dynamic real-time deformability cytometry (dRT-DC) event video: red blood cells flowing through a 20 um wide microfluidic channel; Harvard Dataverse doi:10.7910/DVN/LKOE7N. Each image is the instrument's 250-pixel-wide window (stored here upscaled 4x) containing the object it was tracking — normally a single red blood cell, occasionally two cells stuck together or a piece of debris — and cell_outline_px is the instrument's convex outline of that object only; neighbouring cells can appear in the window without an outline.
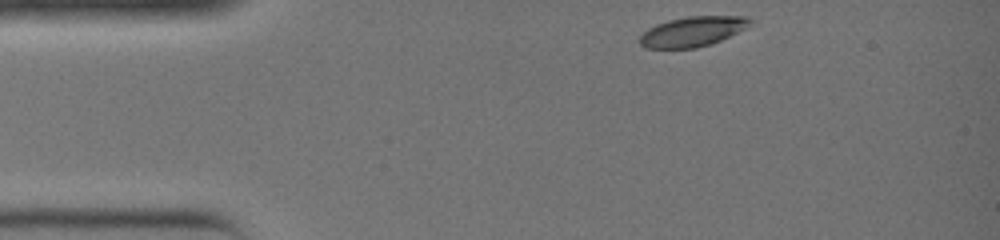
{"species": "common noctule bat (a hibernating species)", "species_latin": "Nyctalus noctula", "temperature_condition": "warm", "stored_images_in_passage": 27, "camera_frame_rate_fps": 3000, "um_per_image_px": 0.085, "animal": {"sex": "female", "body_mass_g": 19.0, "forearm_length_mm": 51.5}, "frame": {"image": 1, "passage_image": 1, "time_ms": 0.0, "image_size_px": [1000, 240], "cell_outline_px": [[752, 20], [748, 28], [720, 40], [696, 48], [644, 48], [640, 44], [640, 36], [648, 28], [656, 24], [668, 20], [688, 16], [748, 16]], "centroid_in_image_um": [58.88, 2.67], "position_along_channel_um": 26.1, "area_um2": 19.25}}
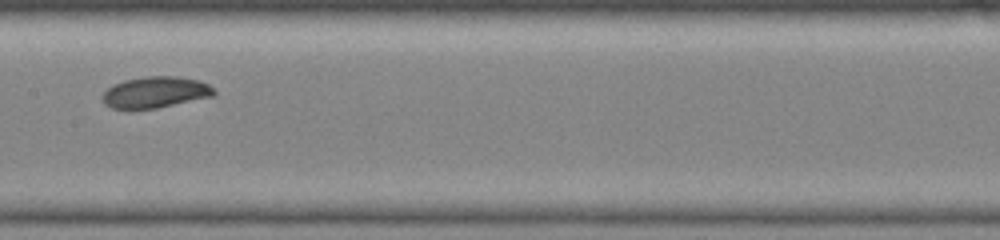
{"frame": {"image": 2, "passage_image": 14, "time_ms": 4.333, "image_size_px": [1000, 240], "cell_outline_px": [[216, 96], [156, 108], [128, 112], [112, 108], [104, 104], [104, 92], [112, 84], [124, 80], [144, 76], [176, 76], [200, 80], [208, 84], [216, 92]], "centroid_in_image_um": [13.19, 7.87], "position_along_channel_um": 194.2, "area_um2": 20.92}}
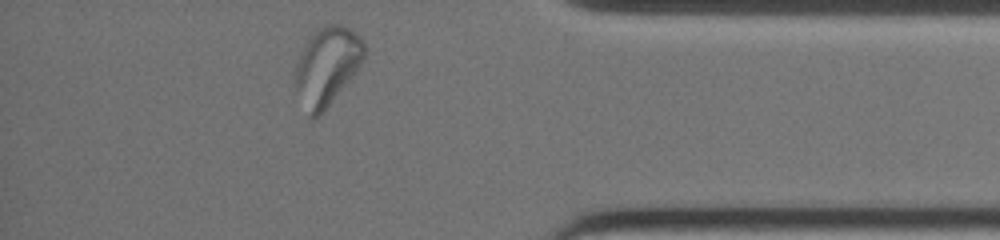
{"frame": {"image": 3, "passage_image": 27, "time_ms": 8.667, "image_size_px": [1000, 240], "cell_outline_px": [[364, 60], [356, 72], [320, 116], [312, 120], [308, 116], [292, 80], [292, 72], [300, 52], [304, 44], [316, 28], [324, 24], [340, 24], [352, 28], [356, 32], [364, 44]], "centroid_in_image_um": [27.76, 5.61], "position_along_channel_um": 407.4, "area_um2": 32.14}}